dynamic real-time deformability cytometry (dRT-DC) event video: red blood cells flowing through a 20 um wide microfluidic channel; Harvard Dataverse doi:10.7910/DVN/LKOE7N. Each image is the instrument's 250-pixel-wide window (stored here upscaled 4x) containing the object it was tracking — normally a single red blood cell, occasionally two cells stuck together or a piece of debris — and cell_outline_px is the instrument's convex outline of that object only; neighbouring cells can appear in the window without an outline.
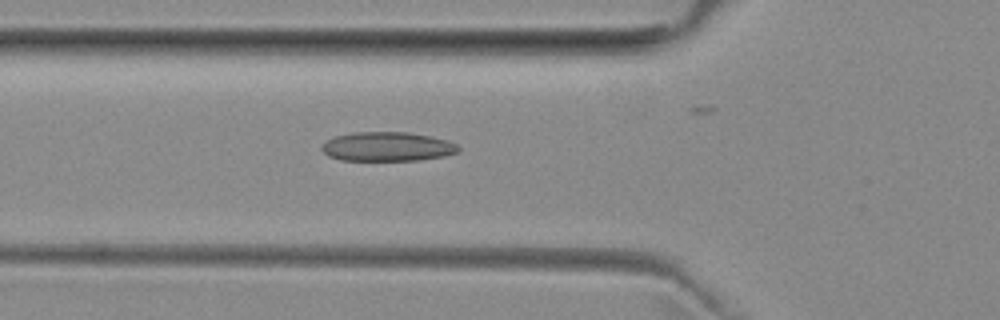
{"species": "common noctule bat (a hibernating species)", "species_latin": "Nyctalus noctula", "temperature_condition": "room temperature", "stored_images_in_passage": 30, "camera_frame_rate_fps": 3000, "um_per_image_px": 0.085, "animal": {"sex": "female", "body_mass_g": 29.2, "forearm_length_mm": 56.3}, "frame": {"image": 1, "passage_image": 8, "time_ms": 2.333, "image_size_px": [1000, 320], "cell_outline_px": [[460, 152], [444, 156], [420, 160], [340, 160], [328, 156], [320, 148], [328, 140], [336, 136], [352, 132], [408, 132], [432, 136], [448, 140], [456, 144], [460, 148]], "centroid_in_image_um": [32.96, 12.46], "position_along_channel_um": 92.8, "area_um2": 23.35}}
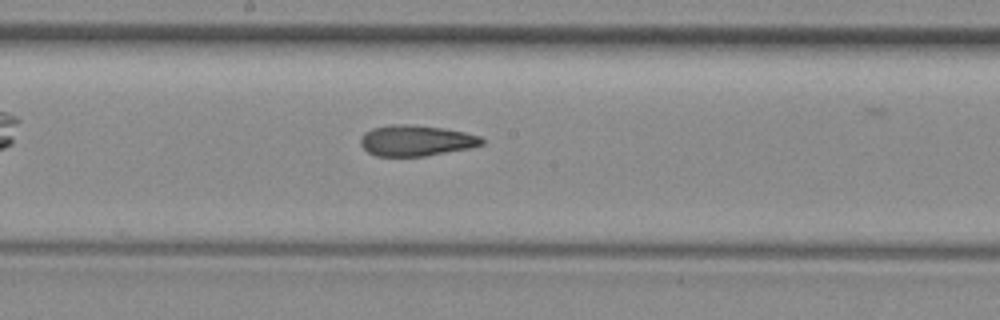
{"frame": {"image": 2, "passage_image": 17, "time_ms": 5.333, "image_size_px": [1000, 320], "cell_outline_px": [[484, 144], [468, 148], [424, 156], [376, 156], [368, 152], [360, 144], [360, 136], [364, 132], [372, 128], [392, 124], [408, 124], [444, 128], [464, 132], [480, 136], [484, 140]], "centroid_in_image_um": [35.33, 11.94], "position_along_channel_um": 212.9, "area_um2": 21.79}}
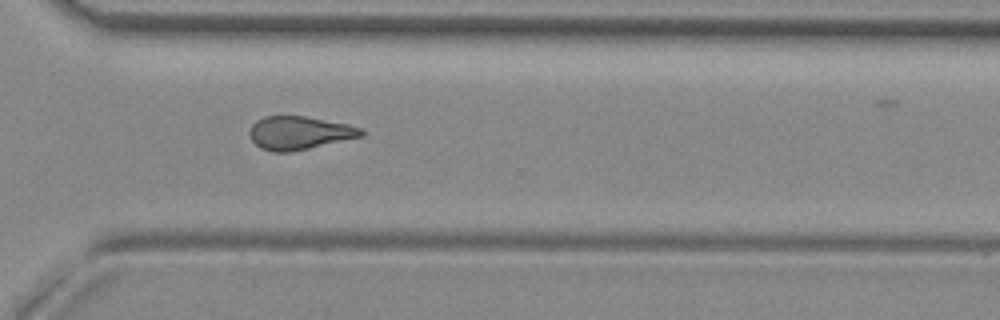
{"frame": {"image": 3, "passage_image": 27, "time_ms": 8.667, "image_size_px": [1000, 320], "cell_outline_px": [[364, 136], [308, 148], [288, 152], [272, 152], [260, 148], [252, 140], [248, 132], [252, 124], [256, 120], [264, 116], [304, 116], [348, 124], [360, 128], [364, 132]], "centroid_in_image_um": [25.41, 11.29], "position_along_channel_um": 345.2, "area_um2": 21.56}}